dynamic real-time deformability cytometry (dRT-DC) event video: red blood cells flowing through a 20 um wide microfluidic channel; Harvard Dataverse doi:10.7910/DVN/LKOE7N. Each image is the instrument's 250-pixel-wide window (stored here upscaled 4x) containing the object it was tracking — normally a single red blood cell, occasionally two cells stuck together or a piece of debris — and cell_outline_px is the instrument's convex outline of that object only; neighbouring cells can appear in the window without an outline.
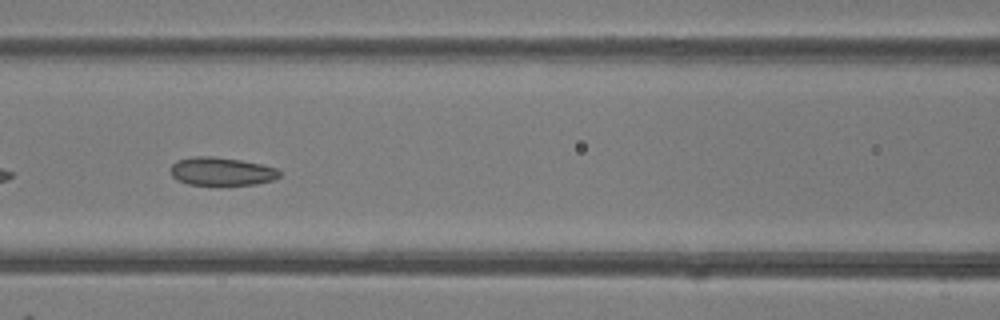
{"species": "common noctule bat (a hibernating species)", "species_latin": "Nyctalus noctula", "temperature_condition": "room temperature", "stored_images_in_passage": 31, "camera_frame_rate_fps": 3000, "um_per_image_px": 0.085, "animal": {"sex": "female"}, "frame": {"image": 1, "passage_image": 22, "time_ms": 7.0, "image_size_px": [1000, 320], "cell_outline_px": [[280, 176], [272, 180], [256, 184], [220, 188], [188, 184], [176, 180], [172, 176], [172, 164], [176, 160], [196, 156], [212, 156], [240, 160], [260, 164], [276, 168], [280, 172]], "centroid_in_image_um": [18.81, 14.62], "position_along_channel_um": 147.8, "area_um2": 18.61}}